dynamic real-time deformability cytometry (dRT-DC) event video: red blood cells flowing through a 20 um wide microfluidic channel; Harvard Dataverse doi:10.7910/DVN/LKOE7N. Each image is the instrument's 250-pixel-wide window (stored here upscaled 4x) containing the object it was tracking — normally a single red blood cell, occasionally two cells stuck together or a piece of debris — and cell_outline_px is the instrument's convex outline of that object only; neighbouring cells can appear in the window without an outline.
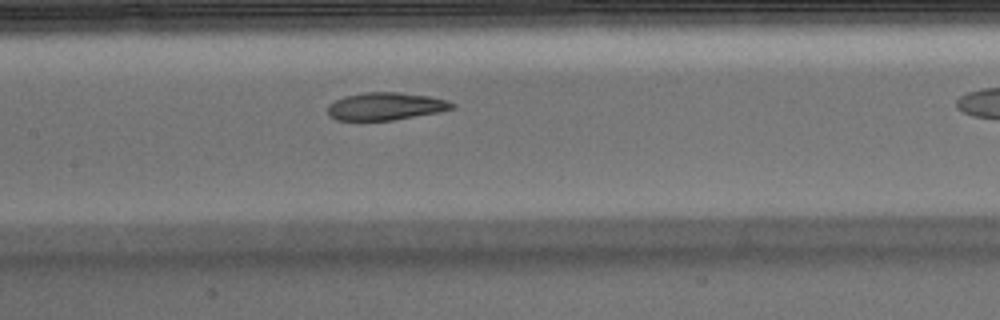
{"species": "Egyptian fruit bat (a non-hibernating species)", "species_latin": "Rousettus aegyptiacus", "temperature_condition": "warm", "stored_images_in_passage": 31, "camera_frame_rate_fps": 3000, "um_per_image_px": 0.085, "animal": {"sex": "male"}, "frame": {"image": 1, "passage_image": 14, "time_ms": 4.333, "image_size_px": [1000, 320], "cell_outline_px": [[456, 108], [440, 112], [392, 120], [336, 120], [328, 116], [328, 104], [332, 100], [344, 96], [364, 92], [396, 92], [428, 96], [448, 100], [456, 104]], "centroid_in_image_um": [32.77, 9.03], "position_along_channel_um": 174.6, "area_um2": 20.23}}